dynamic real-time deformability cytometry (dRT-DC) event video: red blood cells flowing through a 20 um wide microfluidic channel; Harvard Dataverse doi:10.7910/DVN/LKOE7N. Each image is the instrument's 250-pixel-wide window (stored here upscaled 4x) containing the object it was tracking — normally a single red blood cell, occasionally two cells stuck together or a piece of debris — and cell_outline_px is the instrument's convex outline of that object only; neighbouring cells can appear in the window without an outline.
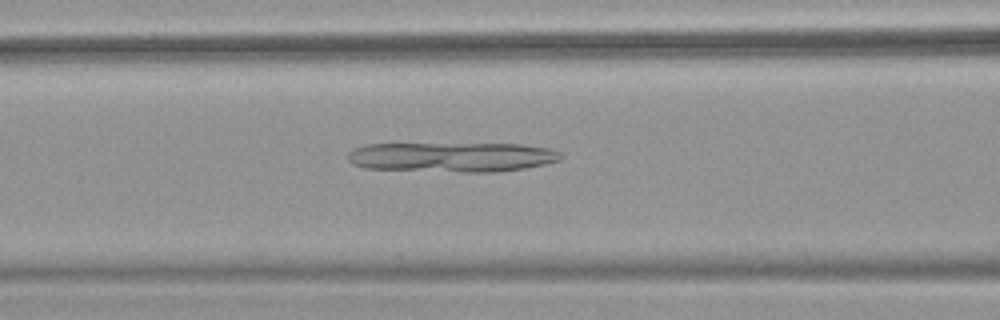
{"species": "common noctule bat (a hibernating species)", "species_latin": "Nyctalus noctula", "temperature_condition": "warm", "stored_images_in_passage": 35, "camera_frame_rate_fps": 3000, "um_per_image_px": 0.085, "animal": {"sex": "female", "body_mass_g": 18.4}, "frame": {"image": 1, "passage_image": 6, "time_ms": 1.667, "image_size_px": [1000, 320], "cell_outline_px": [[564, 156], [560, 160], [544, 164], [524, 168], [496, 172], [464, 172], [364, 168], [352, 164], [348, 160], [348, 152], [356, 148], [368, 144], [524, 144], [548, 148], [560, 152]], "centroid_in_image_um": [38.44, 13.35], "position_along_channel_um": 128.2, "area_um2": 36.93}}
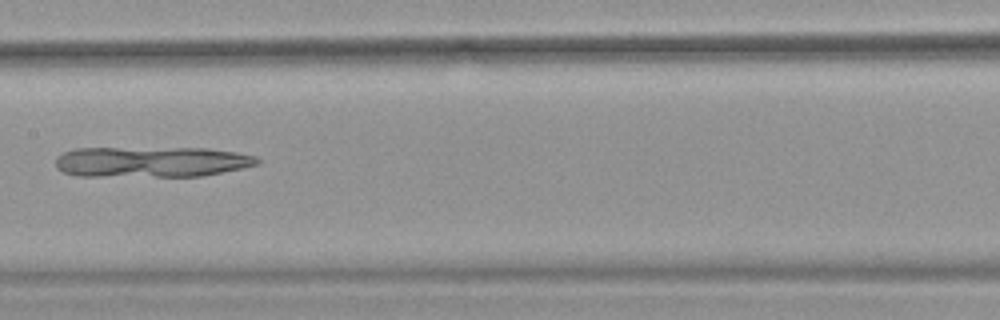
{"frame": {"image": 2, "passage_image": 11, "time_ms": 3.333, "image_size_px": [1000, 320], "cell_outline_px": [[260, 164], [244, 168], [204, 176], [76, 176], [64, 172], [56, 168], [56, 156], [64, 152], [76, 148], [208, 148], [236, 152], [256, 156], [260, 160]], "centroid_in_image_um": [12.9, 13.76], "position_along_channel_um": 194.5, "area_um2": 36.36}}